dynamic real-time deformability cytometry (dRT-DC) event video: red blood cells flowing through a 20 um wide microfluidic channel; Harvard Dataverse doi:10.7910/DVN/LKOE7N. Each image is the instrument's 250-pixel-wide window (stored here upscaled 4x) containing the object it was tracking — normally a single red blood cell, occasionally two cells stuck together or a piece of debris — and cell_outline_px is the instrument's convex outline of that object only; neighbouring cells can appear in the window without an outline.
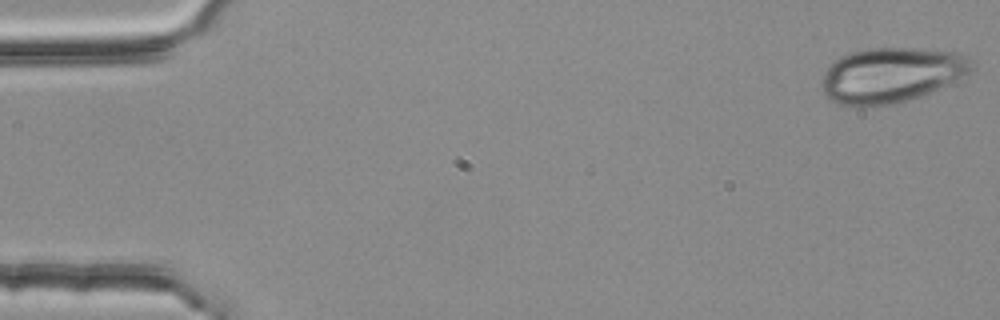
{"species": "common noctule bat (a hibernating species)", "species_latin": "Nyctalus noctula", "temperature_condition": "room temperature", "stored_images_in_passage": 3, "camera_frame_rate_fps": 3000, "um_per_image_px": 0.085, "animal": {"sex": "female", "body_mass_g": 25.1}, "frame": {"image": 1, "passage_image": 1, "time_ms": 0.0, "image_size_px": [1000, 320], "cell_outline_px": [[976, 68], [972, 72], [920, 96], [896, 104], [848, 108], [832, 100], [824, 92], [824, 72], [840, 56], [852, 52], [868, 48], [924, 48], [956, 52], [968, 56]], "centroid_in_image_um": [75.79, 6.38], "position_along_channel_um": 9.2, "area_um2": 48.15}}